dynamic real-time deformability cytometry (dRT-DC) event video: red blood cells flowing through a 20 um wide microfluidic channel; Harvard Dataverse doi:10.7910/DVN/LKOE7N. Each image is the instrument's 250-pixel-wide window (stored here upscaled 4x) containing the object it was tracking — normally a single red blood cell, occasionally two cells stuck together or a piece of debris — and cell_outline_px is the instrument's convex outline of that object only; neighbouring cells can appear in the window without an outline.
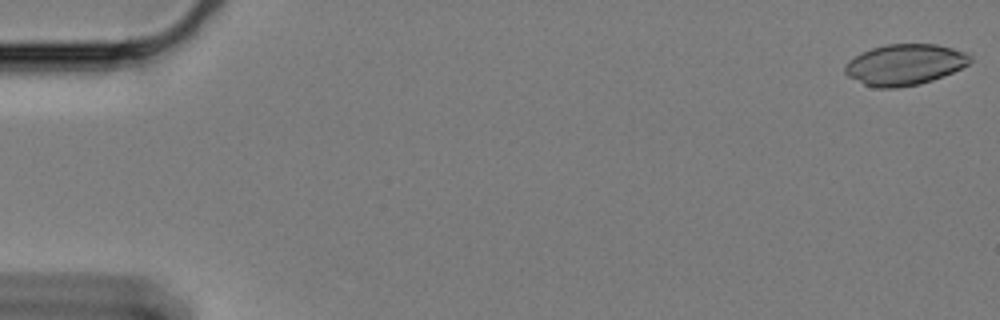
{"species": "Egyptian fruit bat (a non-hibernating species)", "species_latin": "Rousettus aegyptiacus", "temperature_condition": "cold", "stored_images_in_passage": 60, "camera_frame_rate_fps": 3000, "um_per_image_px": 0.085, "animal": {"sex": "female"}, "frame": {"image": 1, "passage_image": 1, "time_ms": 0.0, "image_size_px": [1000, 320], "cell_outline_px": [[972, 60], [968, 64], [952, 72], [932, 80], [920, 84], [896, 88], [876, 88], [864, 84], [848, 76], [844, 72], [844, 64], [848, 60], [860, 52], [872, 48], [888, 44], [936, 44], [952, 48], [964, 52], [972, 56]], "centroid_in_image_um": [76.87, 5.49], "position_along_channel_um": 8.1, "area_um2": 29.88}}
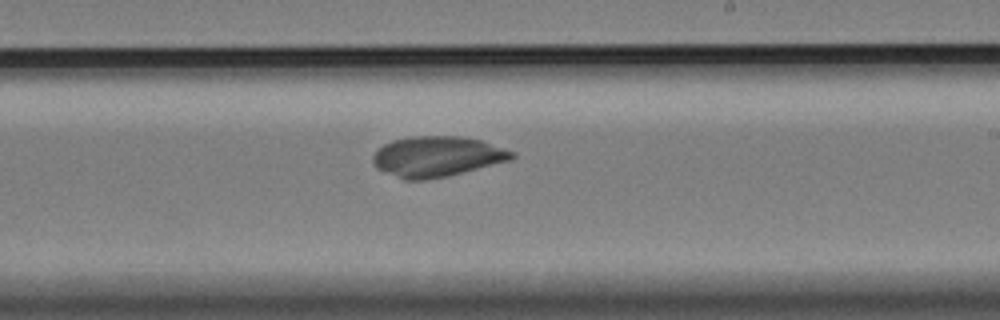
{"frame": {"image": 2, "passage_image": 36, "time_ms": 11.667, "image_size_px": [1000, 320], "cell_outline_px": [[516, 156], [512, 160], [448, 176], [424, 180], [404, 180], [376, 168], [372, 164], [372, 156], [376, 148], [392, 140], [412, 136], [460, 136], [480, 140], [516, 152]], "centroid_in_image_um": [37.13, 13.31], "position_along_channel_um": 251.9, "area_um2": 33.06}}
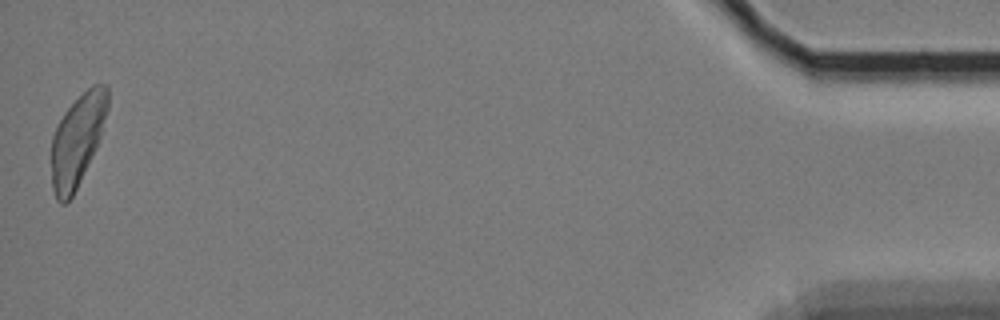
{"frame": {"image": 3, "passage_image": 60, "time_ms": 19.667, "image_size_px": [1000, 320], "cell_outline_px": [[108, 108], [100, 136], [96, 148], [72, 196], [64, 204], [60, 204], [56, 200], [52, 188], [52, 136], [64, 112], [92, 84], [108, 84]], "centroid_in_image_um": [6.58, 11.9], "position_along_channel_um": 428.6, "area_um2": 29.59}}